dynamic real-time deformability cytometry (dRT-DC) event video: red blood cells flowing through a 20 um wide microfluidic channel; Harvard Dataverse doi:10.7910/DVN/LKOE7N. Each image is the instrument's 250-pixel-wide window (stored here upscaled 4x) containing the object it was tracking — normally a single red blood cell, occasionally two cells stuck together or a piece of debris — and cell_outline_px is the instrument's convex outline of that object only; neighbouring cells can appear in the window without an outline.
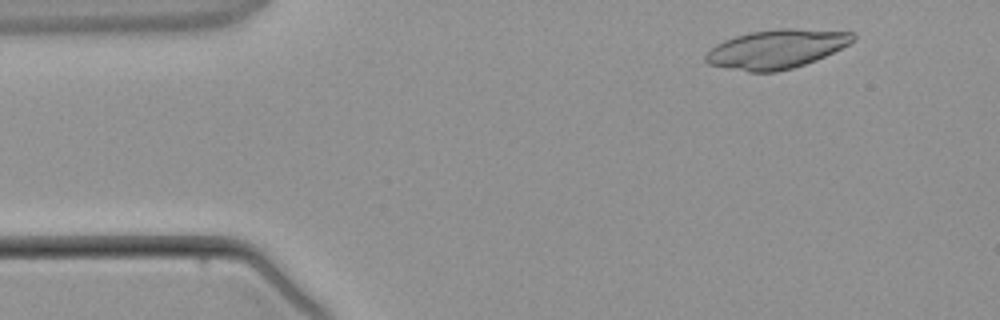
{"species": "common noctule bat (a hibernating species)", "species_latin": "Nyctalus noctula", "temperature_condition": "warm", "stored_images_in_passage": 3, "camera_frame_rate_fps": 3000, "um_per_image_px": 0.085, "animal": {"sex": "male", "body_mass_g": 21.5, "forearm_length_mm": 52.0}, "frame": {"image": 1, "passage_image": 1, "time_ms": 0.0, "image_size_px": [1000, 320], "cell_outline_px": [[856, 40], [816, 60], [792, 68], [776, 72], [748, 72], [708, 64], [704, 60], [704, 56], [716, 44], [724, 40], [736, 36], [752, 32], [780, 28], [792, 28], [852, 32], [856, 36]], "centroid_in_image_um": [65.99, 4.17], "position_along_channel_um": 19.0, "area_um2": 33.18}}